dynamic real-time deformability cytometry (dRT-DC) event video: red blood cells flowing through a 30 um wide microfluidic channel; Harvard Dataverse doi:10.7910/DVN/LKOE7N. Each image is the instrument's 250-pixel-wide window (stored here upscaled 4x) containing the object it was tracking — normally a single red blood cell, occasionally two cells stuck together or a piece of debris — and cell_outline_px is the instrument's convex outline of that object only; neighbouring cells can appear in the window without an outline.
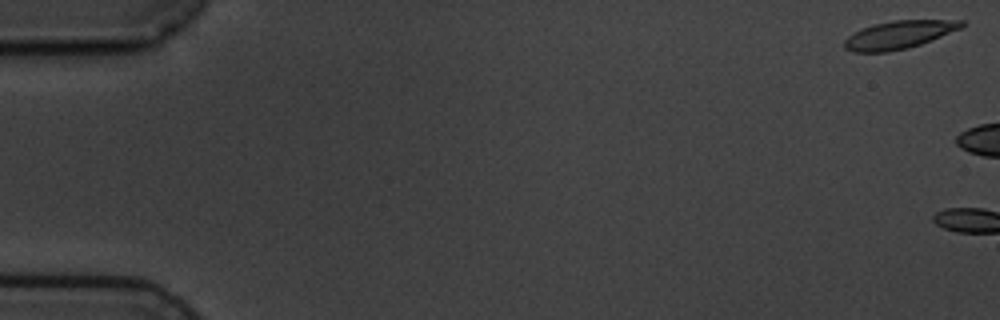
{"species": "common noctule bat (a hibernating species)", "species_latin": "Nyctalus noctula", "temperature_condition": "cold", "stored_images_in_passage": 2, "camera_frame_rate_fps": 3000, "um_per_image_px": 0.085, "animal": {"sex": "male", "body_mass_g": 19.5, "forearm_length_mm": 54.6}, "frame": {"image": 1, "passage_image": 1, "time_ms": 0.0, "image_size_px": [1000, 320], "cell_outline_px": [[968, 24], [960, 28], [920, 44], [908, 48], [888, 52], [852, 52], [844, 48], [844, 40], [848, 36], [872, 24], [892, 20], [964, 20]], "centroid_in_image_um": [76.4, 2.95], "position_along_channel_um": 8.6, "area_um2": 19.02}}